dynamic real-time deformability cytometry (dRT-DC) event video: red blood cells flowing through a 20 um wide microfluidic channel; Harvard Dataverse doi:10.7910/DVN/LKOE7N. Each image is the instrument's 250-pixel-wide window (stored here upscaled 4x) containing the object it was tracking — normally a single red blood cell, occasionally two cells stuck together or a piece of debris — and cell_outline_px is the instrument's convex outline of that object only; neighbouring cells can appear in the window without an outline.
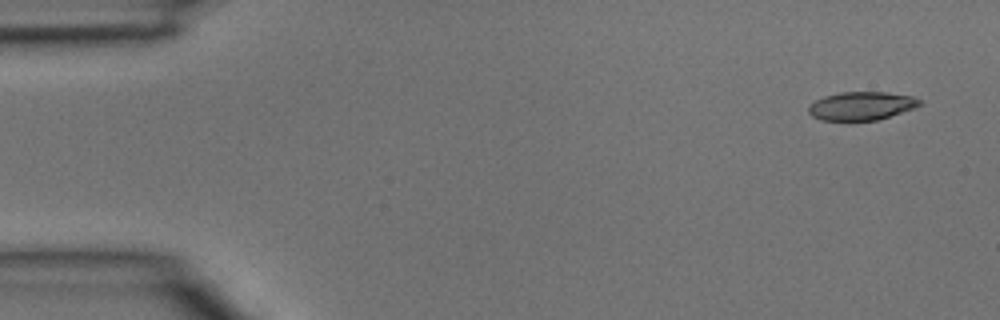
{"species": "common noctule bat (a hibernating species)", "species_latin": "Nyctalus noctula", "temperature_condition": "room temperature", "stored_images_in_passage": 5, "segment_of_instrument_passage": [1, 2], "camera_frame_rate_fps": 3000, "um_per_image_px": 0.085, "animal": {"sex": "male", "body_mass_g": 15.6}, "frame": {"image": 1, "passage_image": 1, "time_ms": 0.0, "image_size_px": [1000, 320], "cell_outline_px": [[924, 104], [916, 108], [876, 120], [820, 120], [812, 116], [808, 112], [808, 108], [816, 100], [824, 96], [840, 92], [884, 92], [912, 96], [920, 100]], "centroid_in_image_um": [73.25, 9.0], "position_along_channel_um": 11.8, "area_um2": 18.32}}
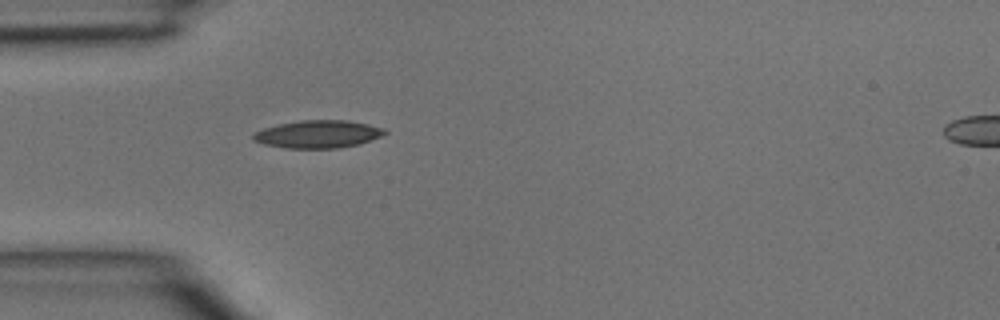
{"frame": {"image": 2, "passage_image": 4, "time_ms": 1.0, "image_size_px": [1000, 320], "cell_outline_px": [[388, 132], [380, 136], [360, 144], [336, 148], [284, 148], [264, 144], [252, 140], [252, 136], [256, 132], [264, 128], [280, 124], [300, 120], [348, 120], [368, 124], [384, 128]], "centroid_in_image_um": [27.03, 11.4], "position_along_channel_um": 58.0, "area_um2": 21.15}}